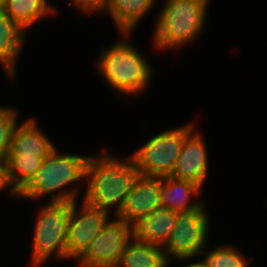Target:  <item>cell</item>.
Listing matches in <instances>:
<instances>
[{"instance_id": "obj_1", "label": "cell", "mask_w": 267, "mask_h": 267, "mask_svg": "<svg viewBox=\"0 0 267 267\" xmlns=\"http://www.w3.org/2000/svg\"><path fill=\"white\" fill-rule=\"evenodd\" d=\"M85 176L89 177V182L84 201L107 211L115 203L117 216L139 176V170L132 157L127 163H120L102 155L97 159L88 158Z\"/></svg>"}, {"instance_id": "obj_2", "label": "cell", "mask_w": 267, "mask_h": 267, "mask_svg": "<svg viewBox=\"0 0 267 267\" xmlns=\"http://www.w3.org/2000/svg\"><path fill=\"white\" fill-rule=\"evenodd\" d=\"M58 194H51L52 201L38 214L33 242V266L44 262L55 251L57 257H67V233L75 190Z\"/></svg>"}, {"instance_id": "obj_3", "label": "cell", "mask_w": 267, "mask_h": 267, "mask_svg": "<svg viewBox=\"0 0 267 267\" xmlns=\"http://www.w3.org/2000/svg\"><path fill=\"white\" fill-rule=\"evenodd\" d=\"M208 0H168L156 23L155 43L160 48L182 45L201 31Z\"/></svg>"}, {"instance_id": "obj_4", "label": "cell", "mask_w": 267, "mask_h": 267, "mask_svg": "<svg viewBox=\"0 0 267 267\" xmlns=\"http://www.w3.org/2000/svg\"><path fill=\"white\" fill-rule=\"evenodd\" d=\"M98 65L104 78L120 92L138 94L150 78L144 57L125 42L119 41L106 50Z\"/></svg>"}, {"instance_id": "obj_5", "label": "cell", "mask_w": 267, "mask_h": 267, "mask_svg": "<svg viewBox=\"0 0 267 267\" xmlns=\"http://www.w3.org/2000/svg\"><path fill=\"white\" fill-rule=\"evenodd\" d=\"M187 125L158 134L151 138L131 157L140 175L170 176L181 154L185 138L192 132Z\"/></svg>"}, {"instance_id": "obj_6", "label": "cell", "mask_w": 267, "mask_h": 267, "mask_svg": "<svg viewBox=\"0 0 267 267\" xmlns=\"http://www.w3.org/2000/svg\"><path fill=\"white\" fill-rule=\"evenodd\" d=\"M89 157L60 154L55 149L47 156L31 181L18 193L19 196L35 198L53 193L69 183L86 177Z\"/></svg>"}, {"instance_id": "obj_7", "label": "cell", "mask_w": 267, "mask_h": 267, "mask_svg": "<svg viewBox=\"0 0 267 267\" xmlns=\"http://www.w3.org/2000/svg\"><path fill=\"white\" fill-rule=\"evenodd\" d=\"M134 237V226L117 218L110 221L80 256L82 267H117L130 238Z\"/></svg>"}, {"instance_id": "obj_8", "label": "cell", "mask_w": 267, "mask_h": 267, "mask_svg": "<svg viewBox=\"0 0 267 267\" xmlns=\"http://www.w3.org/2000/svg\"><path fill=\"white\" fill-rule=\"evenodd\" d=\"M207 229L208 218L203 205L198 209L178 213L174 230L165 244L167 261L170 254L181 260L200 254L206 241Z\"/></svg>"}, {"instance_id": "obj_9", "label": "cell", "mask_w": 267, "mask_h": 267, "mask_svg": "<svg viewBox=\"0 0 267 267\" xmlns=\"http://www.w3.org/2000/svg\"><path fill=\"white\" fill-rule=\"evenodd\" d=\"M78 216L76 202L71 201V214L67 233V257L79 258L110 222L108 211L92 206L86 201ZM77 216V217H76Z\"/></svg>"}, {"instance_id": "obj_10", "label": "cell", "mask_w": 267, "mask_h": 267, "mask_svg": "<svg viewBox=\"0 0 267 267\" xmlns=\"http://www.w3.org/2000/svg\"><path fill=\"white\" fill-rule=\"evenodd\" d=\"M161 207V177L139 174L117 217L134 226Z\"/></svg>"}, {"instance_id": "obj_11", "label": "cell", "mask_w": 267, "mask_h": 267, "mask_svg": "<svg viewBox=\"0 0 267 267\" xmlns=\"http://www.w3.org/2000/svg\"><path fill=\"white\" fill-rule=\"evenodd\" d=\"M203 143L200 135L190 133L185 138L181 154L170 176L202 186L208 167L207 151Z\"/></svg>"}, {"instance_id": "obj_12", "label": "cell", "mask_w": 267, "mask_h": 267, "mask_svg": "<svg viewBox=\"0 0 267 267\" xmlns=\"http://www.w3.org/2000/svg\"><path fill=\"white\" fill-rule=\"evenodd\" d=\"M178 212L161 207L134 225V237L143 242L165 245L175 227Z\"/></svg>"}, {"instance_id": "obj_13", "label": "cell", "mask_w": 267, "mask_h": 267, "mask_svg": "<svg viewBox=\"0 0 267 267\" xmlns=\"http://www.w3.org/2000/svg\"><path fill=\"white\" fill-rule=\"evenodd\" d=\"M35 124L33 119H29L19 128L15 127L8 155H35L45 159L55 150L54 145Z\"/></svg>"}, {"instance_id": "obj_14", "label": "cell", "mask_w": 267, "mask_h": 267, "mask_svg": "<svg viewBox=\"0 0 267 267\" xmlns=\"http://www.w3.org/2000/svg\"><path fill=\"white\" fill-rule=\"evenodd\" d=\"M200 187L192 181L180 180L172 176L161 177L162 207L178 213L200 208L202 206L200 202L188 204L190 195L197 194Z\"/></svg>"}, {"instance_id": "obj_15", "label": "cell", "mask_w": 267, "mask_h": 267, "mask_svg": "<svg viewBox=\"0 0 267 267\" xmlns=\"http://www.w3.org/2000/svg\"><path fill=\"white\" fill-rule=\"evenodd\" d=\"M135 242H128L117 267H167L165 249L160 245L143 242L133 237Z\"/></svg>"}, {"instance_id": "obj_16", "label": "cell", "mask_w": 267, "mask_h": 267, "mask_svg": "<svg viewBox=\"0 0 267 267\" xmlns=\"http://www.w3.org/2000/svg\"><path fill=\"white\" fill-rule=\"evenodd\" d=\"M24 29L5 13L0 14V62L7 74H14L16 57L23 42Z\"/></svg>"}, {"instance_id": "obj_17", "label": "cell", "mask_w": 267, "mask_h": 267, "mask_svg": "<svg viewBox=\"0 0 267 267\" xmlns=\"http://www.w3.org/2000/svg\"><path fill=\"white\" fill-rule=\"evenodd\" d=\"M155 0H110L106 10L112 15L120 31L129 33L138 20L151 8Z\"/></svg>"}, {"instance_id": "obj_18", "label": "cell", "mask_w": 267, "mask_h": 267, "mask_svg": "<svg viewBox=\"0 0 267 267\" xmlns=\"http://www.w3.org/2000/svg\"><path fill=\"white\" fill-rule=\"evenodd\" d=\"M54 11L46 0H6L4 13L25 30L43 15Z\"/></svg>"}, {"instance_id": "obj_19", "label": "cell", "mask_w": 267, "mask_h": 267, "mask_svg": "<svg viewBox=\"0 0 267 267\" xmlns=\"http://www.w3.org/2000/svg\"><path fill=\"white\" fill-rule=\"evenodd\" d=\"M43 158L29 155H8L7 167L12 187L19 193L41 168ZM20 174V175H19Z\"/></svg>"}, {"instance_id": "obj_20", "label": "cell", "mask_w": 267, "mask_h": 267, "mask_svg": "<svg viewBox=\"0 0 267 267\" xmlns=\"http://www.w3.org/2000/svg\"><path fill=\"white\" fill-rule=\"evenodd\" d=\"M209 267H247L248 262L233 247H220L205 257Z\"/></svg>"}, {"instance_id": "obj_21", "label": "cell", "mask_w": 267, "mask_h": 267, "mask_svg": "<svg viewBox=\"0 0 267 267\" xmlns=\"http://www.w3.org/2000/svg\"><path fill=\"white\" fill-rule=\"evenodd\" d=\"M16 114L12 108H0V158L7 159L8 157L16 127Z\"/></svg>"}, {"instance_id": "obj_22", "label": "cell", "mask_w": 267, "mask_h": 267, "mask_svg": "<svg viewBox=\"0 0 267 267\" xmlns=\"http://www.w3.org/2000/svg\"><path fill=\"white\" fill-rule=\"evenodd\" d=\"M110 0H73L74 4H77L84 11H103L107 8Z\"/></svg>"}, {"instance_id": "obj_23", "label": "cell", "mask_w": 267, "mask_h": 267, "mask_svg": "<svg viewBox=\"0 0 267 267\" xmlns=\"http://www.w3.org/2000/svg\"><path fill=\"white\" fill-rule=\"evenodd\" d=\"M11 186L10 193L18 195V192L12 187L8 174L7 159L0 158V189Z\"/></svg>"}, {"instance_id": "obj_24", "label": "cell", "mask_w": 267, "mask_h": 267, "mask_svg": "<svg viewBox=\"0 0 267 267\" xmlns=\"http://www.w3.org/2000/svg\"><path fill=\"white\" fill-rule=\"evenodd\" d=\"M186 267H209L207 262L205 261H202L200 263H194V264H190V265H187Z\"/></svg>"}, {"instance_id": "obj_25", "label": "cell", "mask_w": 267, "mask_h": 267, "mask_svg": "<svg viewBox=\"0 0 267 267\" xmlns=\"http://www.w3.org/2000/svg\"><path fill=\"white\" fill-rule=\"evenodd\" d=\"M5 1L6 0H0V14L4 13L5 10Z\"/></svg>"}]
</instances>
